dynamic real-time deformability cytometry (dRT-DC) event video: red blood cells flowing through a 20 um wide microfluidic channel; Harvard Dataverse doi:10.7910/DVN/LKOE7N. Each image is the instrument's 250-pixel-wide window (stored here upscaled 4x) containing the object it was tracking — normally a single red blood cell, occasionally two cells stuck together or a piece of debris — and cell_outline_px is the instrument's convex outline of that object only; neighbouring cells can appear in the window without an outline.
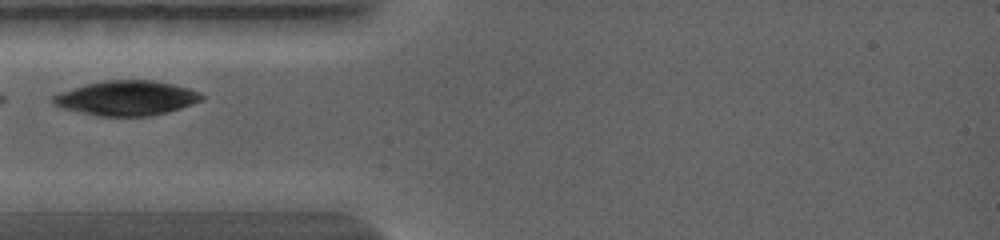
{"species": "common noctule bat (a hibernating species)", "species_latin": "Nyctalus noctula", "temperature_condition": "warm", "stored_images_in_passage": 4, "camera_frame_rate_fps": 5000, "um_per_image_px": 0.085, "animal": {"sex": "female", "body_mass_g": 19.0, "forearm_length_mm": 56.7}, "frame": {"image": 1, "passage_image": 2, "time_ms": 0.4, "image_size_px": [1000, 240], "cell_outline_px": [[204, 96], [200, 100], [192, 104], [168, 112], [152, 116], [96, 116], [64, 108], [52, 104], [52, 96], [60, 92], [88, 84], [104, 80], [152, 80], [172, 84], [188, 88], [200, 92]], "centroid_in_image_um": [10.76, 8.34], "position_along_channel_um": 74.2, "area_um2": 29.88}}